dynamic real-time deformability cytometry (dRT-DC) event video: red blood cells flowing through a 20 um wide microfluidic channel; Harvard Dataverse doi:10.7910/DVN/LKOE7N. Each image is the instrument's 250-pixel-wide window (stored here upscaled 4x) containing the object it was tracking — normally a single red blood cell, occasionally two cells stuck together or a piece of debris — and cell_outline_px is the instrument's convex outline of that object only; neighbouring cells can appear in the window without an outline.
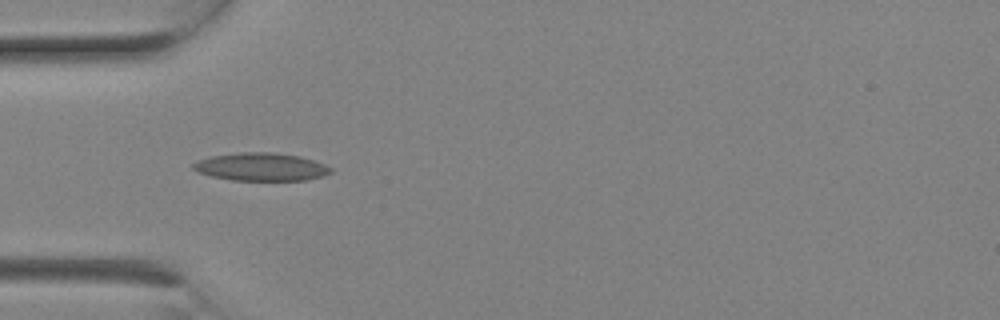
{"species": "Egyptian fruit bat (a non-hibernating species)", "species_latin": "Rousettus aegyptiacus", "temperature_condition": "room temperature", "stored_images_in_passage": 2, "camera_frame_rate_fps": 3000, "um_per_image_px": 0.085, "animal": {"sex": "female"}, "frame": {"image": 1, "passage_image": 2, "time_ms": 0.333, "image_size_px": [1000, 320], "cell_outline_px": [[332, 172], [324, 176], [304, 180], [232, 180], [212, 176], [196, 172], [192, 168], [192, 164], [200, 160], [212, 156], [240, 152], [272, 152], [300, 156], [324, 164], [332, 168]], "centroid_in_image_um": [22.2, 14.18], "position_along_channel_um": 62.8, "area_um2": 22.31}}